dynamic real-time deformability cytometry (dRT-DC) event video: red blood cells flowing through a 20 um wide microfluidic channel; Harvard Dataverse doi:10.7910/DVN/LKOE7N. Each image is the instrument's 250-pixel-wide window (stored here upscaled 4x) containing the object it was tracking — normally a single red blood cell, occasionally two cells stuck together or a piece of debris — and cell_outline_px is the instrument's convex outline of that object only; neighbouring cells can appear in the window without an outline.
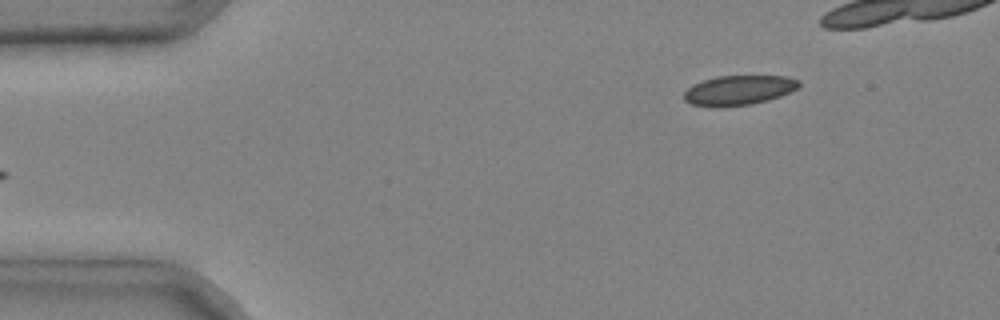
{"species": "common noctule bat (a hibernating species)", "species_latin": "Nyctalus noctula", "temperature_condition": "cold", "stored_images_in_passage": 4, "camera_frame_rate_fps": 3000, "um_per_image_px": 0.085, "animal": {"sex": "male", "body_mass_g": 20.4}, "frame": {"image": 1, "passage_image": 4, "time_ms": 1.0, "image_size_px": [1000, 320], "cell_outline_px": [[800, 84], [796, 88], [780, 96], [768, 100], [752, 104], [720, 108], [708, 108], [692, 104], [684, 100], [684, 92], [692, 84], [716, 76], [788, 76], [800, 80]], "centroid_in_image_um": [62.75, 7.68], "position_along_channel_um": 22.3, "area_um2": 20.17}}